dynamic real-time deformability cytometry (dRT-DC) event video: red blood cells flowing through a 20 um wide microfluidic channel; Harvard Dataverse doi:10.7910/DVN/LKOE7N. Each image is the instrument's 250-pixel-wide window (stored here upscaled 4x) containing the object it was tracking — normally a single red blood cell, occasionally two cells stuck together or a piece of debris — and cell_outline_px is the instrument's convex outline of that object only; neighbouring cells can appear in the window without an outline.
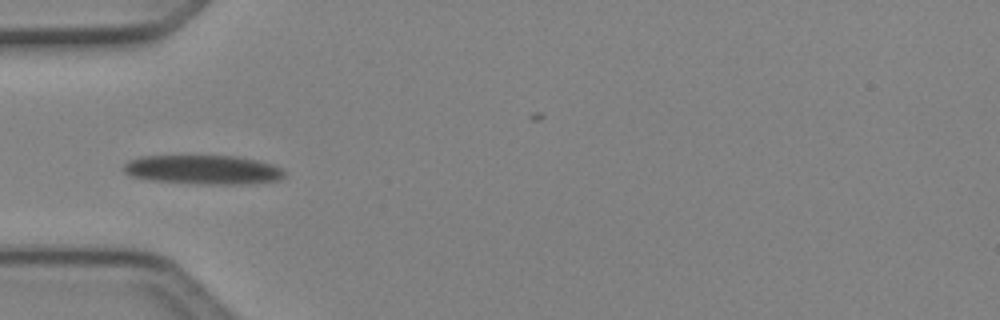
{"species": "Egyptian fruit bat (a non-hibernating species)", "species_latin": "Rousettus aegyptiacus", "temperature_condition": "cold", "stored_images_in_passage": 8, "camera_frame_rate_fps": 3000, "um_per_image_px": 0.085, "animal": {"sex": "female"}, "frame": {"image": 1, "passage_image": 5, "time_ms": 1.333, "image_size_px": [1000, 320], "cell_outline_px": [[288, 176], [280, 180], [252, 184], [196, 184], [148, 180], [132, 176], [124, 172], [124, 164], [128, 160], [140, 156], [236, 156], [256, 160], [272, 164], [284, 168]], "centroid_in_image_um": [17.33, 14.44], "position_along_channel_um": 67.7, "area_um2": 27.8}}
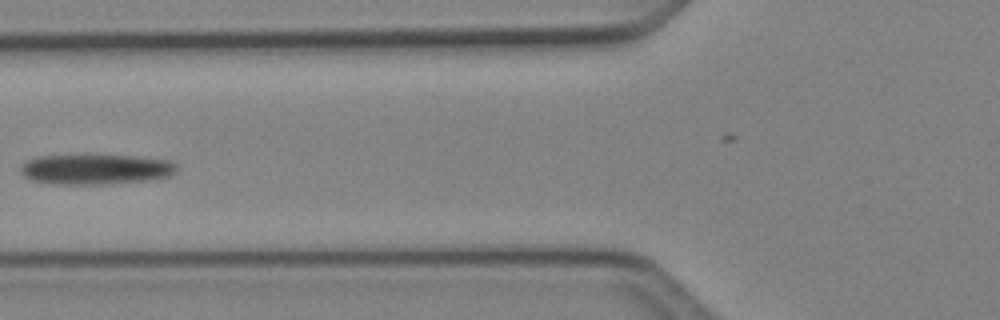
{"frame": {"image": 2, "passage_image": 6, "time_ms": 1.667, "image_size_px": [1000, 320], "cell_outline_px": [[176, 168], [168, 176], [152, 180], [100, 184], [52, 184], [32, 180], [24, 176], [20, 172], [20, 164], [36, 156], [84, 152], [136, 156], [168, 160], [176, 164]], "centroid_in_image_um": [8.04, 14.33], "position_along_channel_um": 117.8, "area_um2": 28.67}}
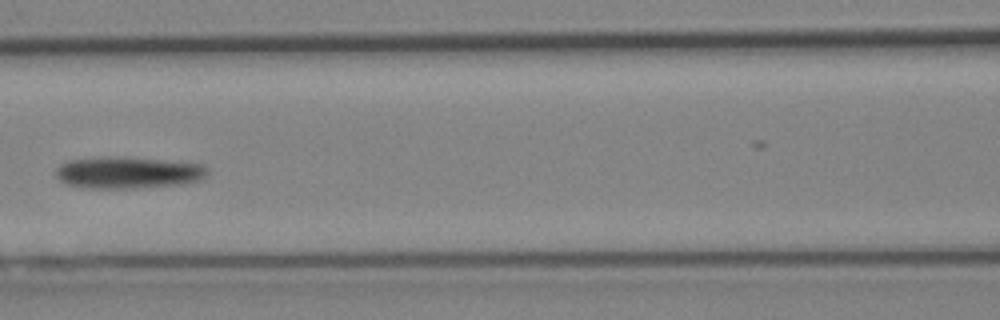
{"frame": {"image": 3, "passage_image": 7, "time_ms": 2.0, "image_size_px": [1000, 320], "cell_outline_px": [[208, 176], [204, 180], [188, 184], [128, 188], [80, 188], [64, 184], [56, 176], [56, 168], [60, 164], [68, 160], [100, 156], [128, 156], [204, 164], [208, 168]], "centroid_in_image_um": [10.92, 14.66], "position_along_channel_um": 155.7, "area_um2": 29.02}}